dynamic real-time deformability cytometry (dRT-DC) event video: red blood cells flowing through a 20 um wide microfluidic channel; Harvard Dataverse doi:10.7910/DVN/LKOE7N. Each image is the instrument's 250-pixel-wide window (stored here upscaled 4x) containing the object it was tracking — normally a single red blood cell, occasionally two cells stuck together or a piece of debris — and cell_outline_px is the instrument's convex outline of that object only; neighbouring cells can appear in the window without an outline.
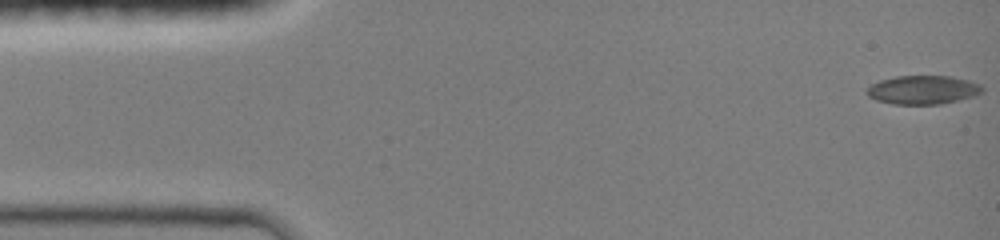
{"species": "common noctule bat (a hibernating species)", "species_latin": "Nyctalus noctula", "temperature_condition": "room temperature", "stored_images_in_passage": 11, "camera_frame_rate_fps": 3000, "um_per_image_px": 0.085, "animal": {"sex": "female", "body_mass_g": 19.0, "forearm_length_mm": 51.5}, "frame": {"image": 1, "passage_image": 1, "time_ms": 0.0, "image_size_px": [1000, 240], "cell_outline_px": [[984, 88], [976, 96], [940, 104], [892, 104], [876, 100], [868, 96], [868, 88], [872, 84], [880, 80], [896, 76], [948, 76], [968, 80], [980, 84]], "centroid_in_image_um": [78.46, 7.64], "position_along_channel_um": 6.5, "area_um2": 19.19}}